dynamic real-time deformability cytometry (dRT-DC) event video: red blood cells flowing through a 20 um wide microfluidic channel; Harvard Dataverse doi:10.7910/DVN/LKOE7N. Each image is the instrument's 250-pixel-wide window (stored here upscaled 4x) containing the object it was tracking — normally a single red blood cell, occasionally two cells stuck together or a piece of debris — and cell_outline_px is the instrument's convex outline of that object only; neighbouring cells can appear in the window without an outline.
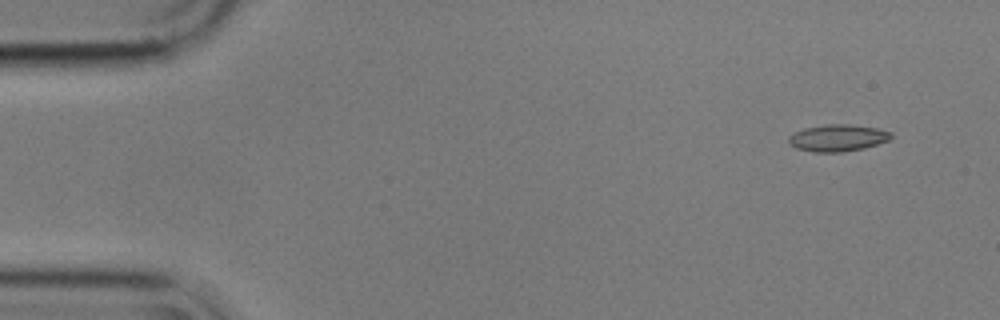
{"species": "common noctule bat (a hibernating species)", "species_latin": "Nyctalus noctula", "temperature_condition": "cold", "stored_images_in_passage": 4, "camera_frame_rate_fps": 3000, "um_per_image_px": 0.085, "animal": {"sex": "male", "body_mass_g": 17.9}, "frame": {"image": 1, "passage_image": 1, "time_ms": 0.0, "image_size_px": [1000, 320], "cell_outline_px": [[892, 136], [888, 140], [864, 148], [840, 152], [812, 152], [796, 148], [788, 144], [788, 136], [804, 128], [828, 124], [848, 124], [876, 128], [892, 132]], "centroid_in_image_um": [71.17, 11.72], "position_along_channel_um": 13.8, "area_um2": 15.95}}